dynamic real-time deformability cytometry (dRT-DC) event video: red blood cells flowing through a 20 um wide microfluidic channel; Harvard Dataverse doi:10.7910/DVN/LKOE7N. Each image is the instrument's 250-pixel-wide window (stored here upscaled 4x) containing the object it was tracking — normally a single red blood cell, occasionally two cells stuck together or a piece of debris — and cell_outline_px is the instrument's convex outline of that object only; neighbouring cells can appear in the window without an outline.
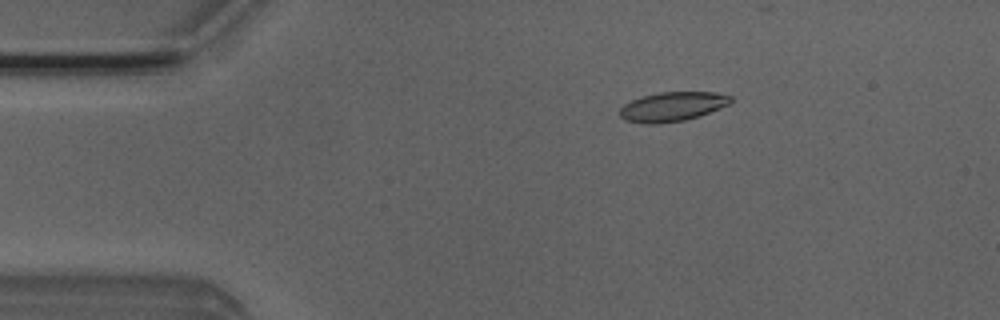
{"species": "Egyptian fruit bat (a non-hibernating species)", "species_latin": "Rousettus aegyptiacus", "temperature_condition": "room temperature", "stored_images_in_passage": 39, "camera_frame_rate_fps": 3000, "um_per_image_px": 0.085, "animal": {"sex": "male"}, "frame": {"image": 1, "passage_image": 6, "time_ms": 1.667, "image_size_px": [1000, 320], "cell_outline_px": [[732, 100], [728, 104], [720, 108], [700, 116], [684, 120], [656, 124], [644, 124], [624, 120], [620, 116], [620, 108], [624, 104], [632, 100], [644, 96], [660, 92], [716, 92], [732, 96]], "centroid_in_image_um": [57.15, 9.07], "position_along_channel_um": 27.9, "area_um2": 18.96}}
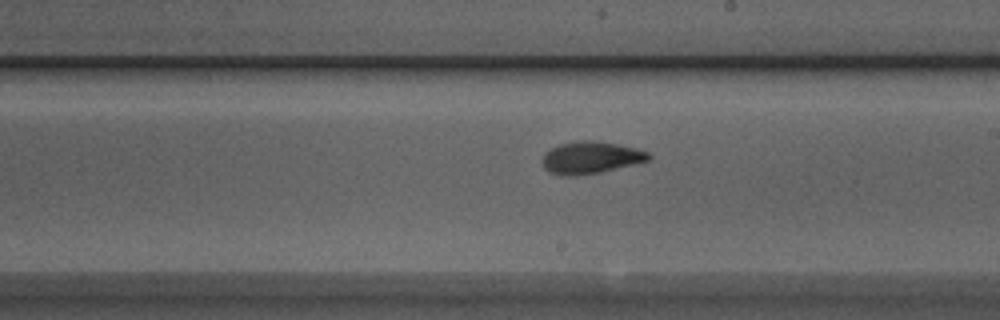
{"frame": {"image": 2, "passage_image": 26, "time_ms": 8.333, "image_size_px": [1000, 320], "cell_outline_px": [[652, 156], [648, 160], [600, 172], [576, 176], [560, 176], [548, 172], [544, 168], [540, 160], [544, 152], [560, 144], [576, 140], [592, 140], [616, 144], [636, 148], [648, 152]], "centroid_in_image_um": [50.13, 13.4], "position_along_channel_um": 238.9, "area_um2": 20.0}}
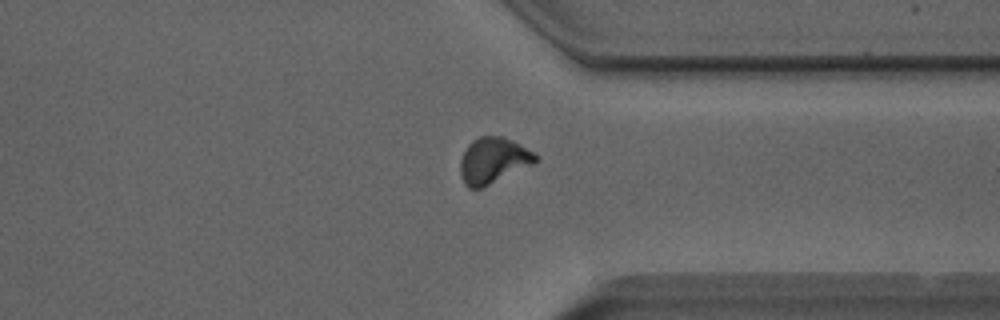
{"frame": {"image": 3, "passage_image": 36, "time_ms": 11.667, "image_size_px": [1000, 320], "cell_outline_px": [[540, 160], [484, 188], [468, 188], [464, 184], [460, 176], [460, 160], [468, 144], [472, 140], [480, 136], [500, 136], [512, 140], [536, 152], [540, 156]], "centroid_in_image_um": [41.94, 13.65], "position_along_channel_um": 369.5, "area_um2": 20.46}}